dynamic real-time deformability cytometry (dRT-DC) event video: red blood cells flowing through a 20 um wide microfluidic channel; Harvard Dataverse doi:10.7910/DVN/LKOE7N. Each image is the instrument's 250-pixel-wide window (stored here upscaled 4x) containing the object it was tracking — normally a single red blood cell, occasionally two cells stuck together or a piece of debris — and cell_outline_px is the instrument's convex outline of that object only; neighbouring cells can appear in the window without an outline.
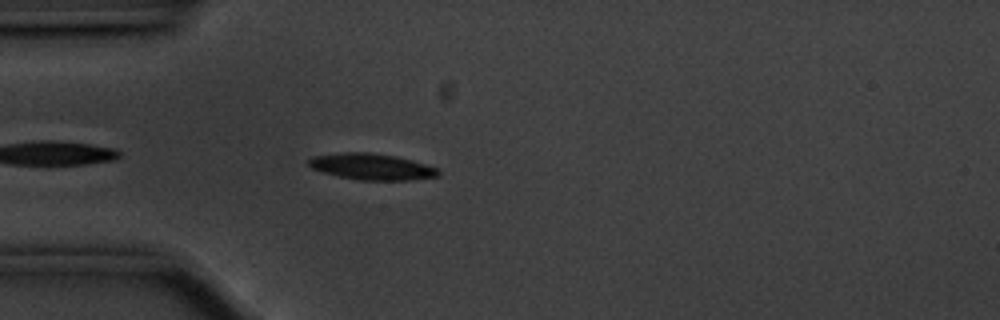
{"species": "common noctule bat (a hibernating species)", "species_latin": "Nyctalus noctula", "temperature_condition": "cold", "stored_images_in_passage": 17, "camera_frame_rate_fps": 3000, "um_per_image_px": 0.085, "animal": {"sex": "male", "body_mass_g": 20.1, "forearm_length_mm": 53.5}, "frame": {"image": 1, "passage_image": 3, "time_ms": 0.667, "image_size_px": [1000, 320], "cell_outline_px": [[440, 176], [408, 180], [360, 180], [340, 176], [324, 172], [312, 168], [308, 164], [308, 160], [312, 156], [344, 152], [368, 152], [392, 156], [412, 160], [440, 168]], "centroid_in_image_um": [31.63, 14.17], "position_along_channel_um": 53.4, "area_um2": 19.71}}
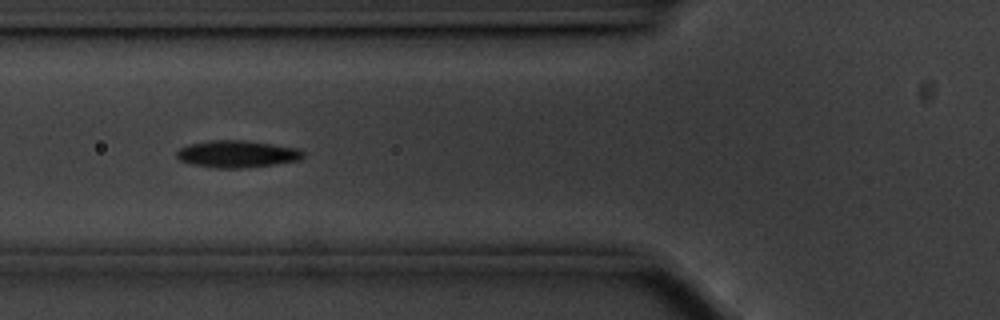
{"frame": {"image": 2, "passage_image": 8, "time_ms": 2.333, "image_size_px": [1000, 320], "cell_outline_px": [[304, 156], [300, 160], [276, 164], [248, 168], [216, 168], [192, 164], [180, 160], [176, 156], [176, 152], [180, 148], [188, 144], [208, 140], [244, 140], [272, 144], [296, 148], [304, 152]], "centroid_in_image_um": [20.14, 13.09], "position_along_channel_um": 105.7, "area_um2": 20.06}}